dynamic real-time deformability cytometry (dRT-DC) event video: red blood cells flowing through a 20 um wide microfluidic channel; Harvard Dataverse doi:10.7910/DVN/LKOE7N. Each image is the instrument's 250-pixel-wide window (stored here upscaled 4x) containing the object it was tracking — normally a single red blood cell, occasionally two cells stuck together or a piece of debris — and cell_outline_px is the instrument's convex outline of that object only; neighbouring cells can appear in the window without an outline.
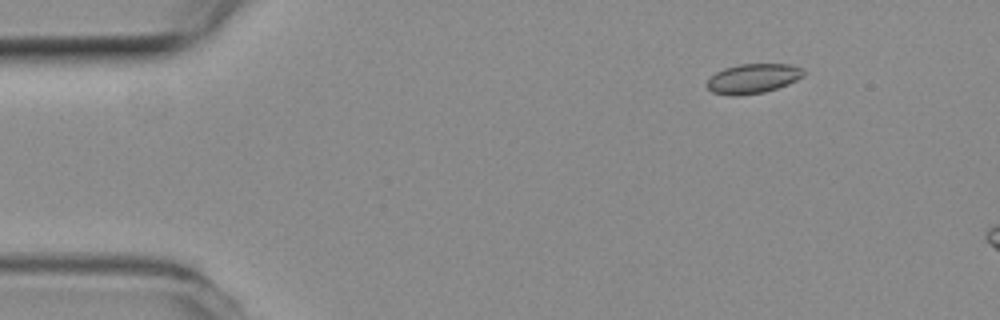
{"species": "common noctule bat (a hibernating species)", "species_latin": "Nyctalus noctula", "temperature_condition": "room temperature", "stored_images_in_passage": 8, "camera_frame_rate_fps": 3000, "um_per_image_px": 0.085, "animal": {"sex": "female", "body_mass_g": 19.3, "forearm_length_mm": 54.1}, "frame": {"image": 1, "passage_image": 2, "time_ms": 0.333, "image_size_px": [1000, 320], "cell_outline_px": [[804, 76], [788, 84], [764, 92], [712, 92], [704, 84], [716, 72], [724, 68], [740, 64], [792, 64], [804, 68]], "centroid_in_image_um": [64.08, 6.61], "position_along_channel_um": 20.9, "area_um2": 15.95}}